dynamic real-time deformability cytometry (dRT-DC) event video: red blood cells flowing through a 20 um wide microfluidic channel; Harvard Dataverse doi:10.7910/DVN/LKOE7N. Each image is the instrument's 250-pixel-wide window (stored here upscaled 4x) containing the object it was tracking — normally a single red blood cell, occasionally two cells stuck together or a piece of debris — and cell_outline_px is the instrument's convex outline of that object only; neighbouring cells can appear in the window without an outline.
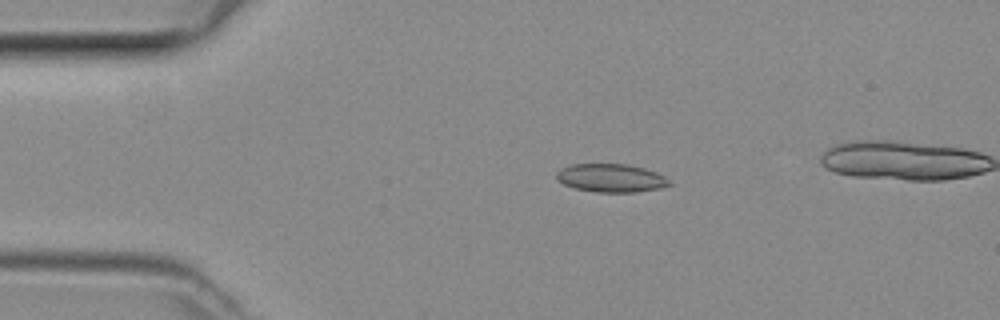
{"species": "common noctule bat (a hibernating species)", "species_latin": "Nyctalus noctula", "temperature_condition": "room temperature", "stored_images_in_passage": 25, "camera_frame_rate_fps": 3000, "um_per_image_px": 0.085, "animal": {"sex": "female", "body_mass_g": 29.2, "forearm_length_mm": 56.3}, "frame": {"image": 1, "passage_image": 9, "time_ms": 2.667, "image_size_px": [1000, 320], "cell_outline_px": [[672, 184], [660, 188], [636, 192], [596, 192], [576, 188], [564, 184], [556, 180], [556, 172], [560, 168], [572, 164], [628, 164], [644, 168], [656, 172], [664, 176]], "centroid_in_image_um": [51.91, 15.12], "position_along_channel_um": 33.1, "area_um2": 18.61}}
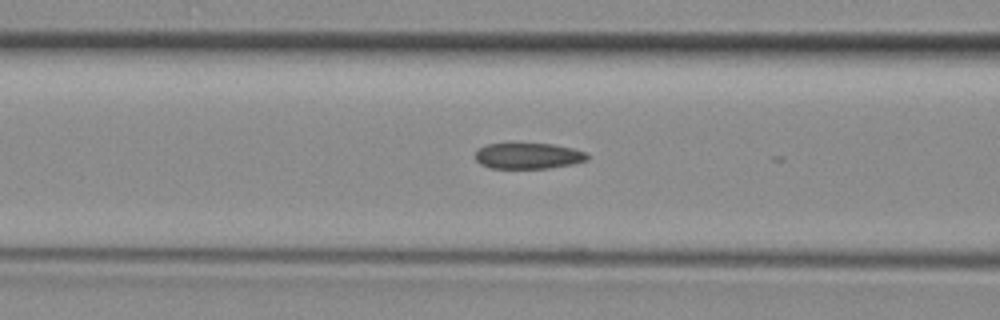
{"frame": {"image": 2, "passage_image": 18, "time_ms": 5.667, "image_size_px": [1000, 320], "cell_outline_px": [[588, 160], [572, 164], [548, 168], [492, 168], [480, 164], [476, 160], [476, 148], [488, 144], [552, 144], [572, 148], [584, 152], [588, 156]], "centroid_in_image_um": [44.88, 13.25], "position_along_channel_um": 121.7, "area_um2": 16.76}}
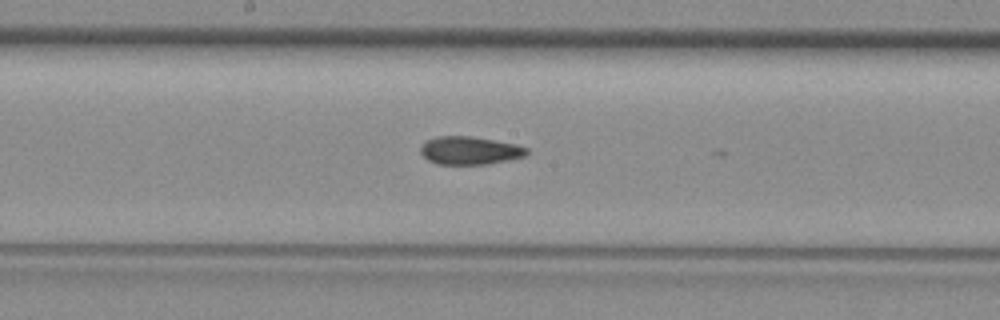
{"frame": {"image": 3, "passage_image": 24, "time_ms": 7.667, "image_size_px": [1000, 320], "cell_outline_px": [[528, 152], [524, 156], [508, 160], [488, 164], [436, 164], [428, 160], [420, 152], [420, 144], [436, 136], [468, 136], [516, 144], [528, 148]], "centroid_in_image_um": [39.9, 12.79], "position_along_channel_um": 208.3, "area_um2": 17.28}}